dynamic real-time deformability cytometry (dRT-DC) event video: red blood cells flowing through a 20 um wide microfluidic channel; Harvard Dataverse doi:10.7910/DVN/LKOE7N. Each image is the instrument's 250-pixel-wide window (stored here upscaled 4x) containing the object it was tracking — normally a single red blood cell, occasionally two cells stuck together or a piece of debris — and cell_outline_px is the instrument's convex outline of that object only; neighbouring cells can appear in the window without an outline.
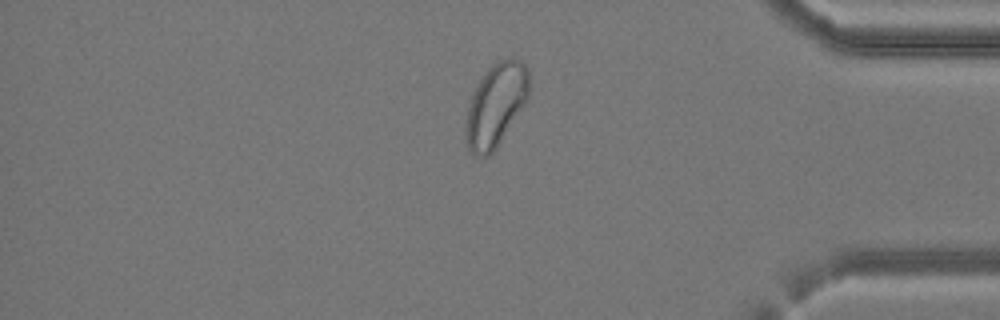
{"species": "common noctule bat (a hibernating species)", "species_latin": "Nyctalus noctula", "temperature_condition": "cold", "stored_images_in_passage": 41, "camera_frame_rate_fps": 3000, "um_per_image_px": 0.085, "animal": {"sex": "female", "body_mass_g": 24.6, "forearm_length_mm": 56.2}, "frame": {"image": 1, "passage_image": 35, "time_ms": 11.333, "image_size_px": [1000, 320], "cell_outline_px": [[528, 96], [524, 104], [496, 148], [488, 156], [472, 156], [464, 140], [464, 124], [468, 108], [472, 96], [480, 80], [488, 68], [500, 56], [512, 56], [520, 60], [528, 68]], "centroid_in_image_um": [42.11, 8.91], "position_along_channel_um": 393.1, "area_um2": 30.81}}